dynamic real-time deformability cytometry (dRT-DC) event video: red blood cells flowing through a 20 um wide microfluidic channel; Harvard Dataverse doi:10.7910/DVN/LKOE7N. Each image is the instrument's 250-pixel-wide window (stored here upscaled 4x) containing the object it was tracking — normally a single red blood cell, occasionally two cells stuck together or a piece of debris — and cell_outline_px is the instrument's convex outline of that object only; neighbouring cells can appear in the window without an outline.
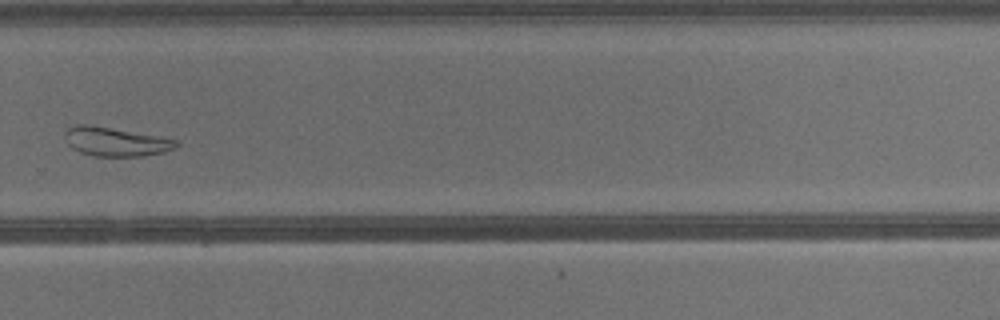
{"species": "common noctule bat (a hibernating species)", "species_latin": "Nyctalus noctula", "temperature_condition": "warm", "stored_images_in_passage": 40, "camera_frame_rate_fps": 3000, "um_per_image_px": 0.085, "animal": {"sex": "male", "body_mass_g": 13.3}, "frame": {"image": 1, "passage_image": 29, "time_ms": 9.333, "image_size_px": [1000, 320], "cell_outline_px": [[180, 144], [176, 148], [164, 152], [144, 156], [92, 156], [80, 152], [72, 148], [68, 144], [64, 136], [64, 132], [68, 128], [76, 124], [88, 124], [160, 136], [180, 140]], "centroid_in_image_um": [9.86, 12.04], "position_along_channel_um": 319.9, "area_um2": 19.02}}